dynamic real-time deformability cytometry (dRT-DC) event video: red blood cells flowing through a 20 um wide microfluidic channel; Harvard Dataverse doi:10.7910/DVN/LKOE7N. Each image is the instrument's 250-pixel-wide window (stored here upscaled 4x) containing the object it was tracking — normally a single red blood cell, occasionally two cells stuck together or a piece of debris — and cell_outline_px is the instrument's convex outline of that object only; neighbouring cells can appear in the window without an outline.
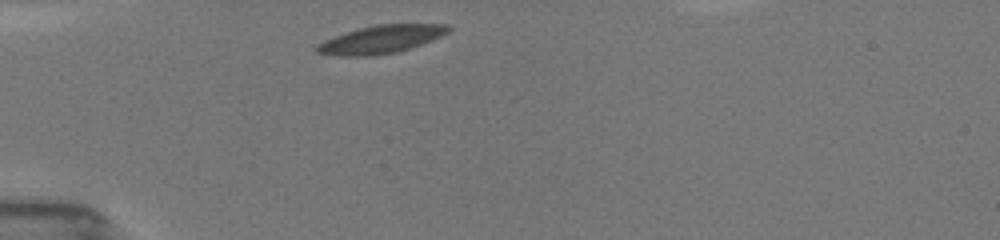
{"species": "common noctule bat (a hibernating species)", "species_latin": "Nyctalus noctula", "temperature_condition": "room temperature", "stored_images_in_passage": 36, "camera_frame_rate_fps": 3000, "um_per_image_px": 0.085, "animal": {"sex": "female", "body_mass_g": 19.5, "forearm_length_mm": 54.1}, "frame": {"image": 1, "passage_image": 1, "time_ms": 0.0, "image_size_px": [1000, 240], "cell_outline_px": [[452, 28], [448, 32], [440, 36], [420, 44], [396, 52], [372, 56], [336, 56], [316, 52], [316, 44], [324, 40], [360, 28], [376, 24], [444, 24]], "centroid_in_image_um": [32.35, 3.35], "position_along_channel_um": 52.7, "area_um2": 21.1}}
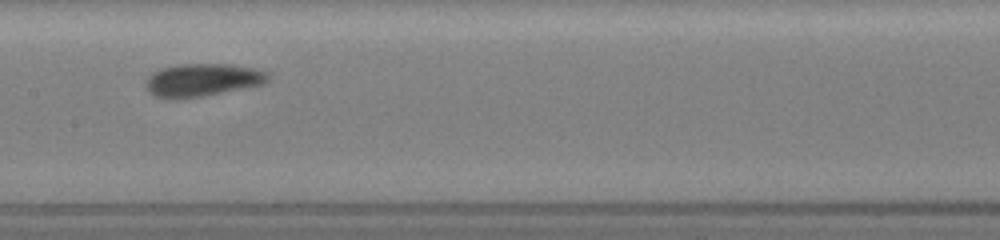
{"frame": {"image": 2, "passage_image": 13, "time_ms": 4.0, "image_size_px": [1000, 240], "cell_outline_px": [[268, 80], [260, 84], [204, 96], [176, 100], [164, 100], [152, 96], [144, 84], [152, 72], [164, 68], [180, 64], [228, 64], [252, 68], [264, 72], [268, 76]], "centroid_in_image_um": [17.08, 6.83], "position_along_channel_um": 190.3, "area_um2": 23.29}}
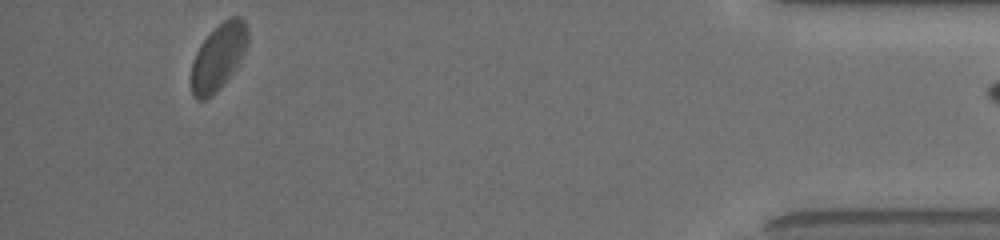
{"frame": {"image": 3, "passage_image": 35, "time_ms": 11.333, "image_size_px": [1000, 240], "cell_outline_px": [[248, 44], [232, 72], [220, 88], [212, 96], [204, 100], [196, 100], [192, 96], [192, 60], [200, 44], [224, 20], [232, 16], [240, 16], [244, 20], [248, 28]], "centroid_in_image_um": [18.56, 4.84], "position_along_channel_um": 416.6, "area_um2": 21.5}}